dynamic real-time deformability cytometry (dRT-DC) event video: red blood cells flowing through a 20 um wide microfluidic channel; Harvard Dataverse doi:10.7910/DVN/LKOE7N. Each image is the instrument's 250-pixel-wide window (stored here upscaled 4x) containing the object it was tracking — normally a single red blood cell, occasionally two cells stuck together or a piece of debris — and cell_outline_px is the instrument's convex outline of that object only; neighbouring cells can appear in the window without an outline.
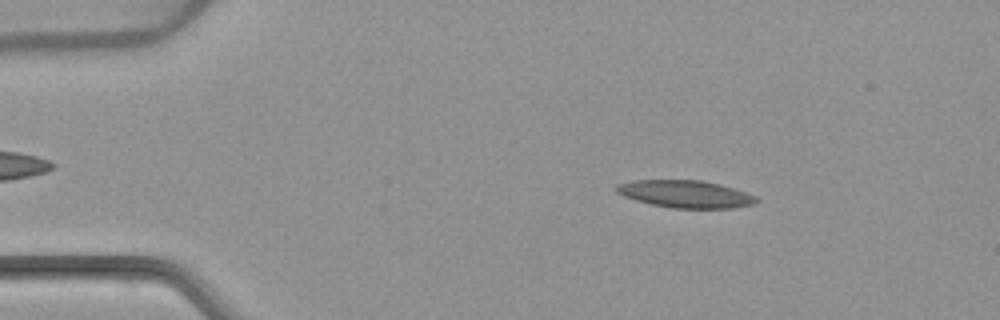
{"species": "common noctule bat (a hibernating species)", "species_latin": "Nyctalus noctula", "temperature_condition": "warm", "stored_images_in_passage": 5, "camera_frame_rate_fps": 3000, "um_per_image_px": 0.085, "animal": {"sex": "female", "body_mass_g": 22.7, "forearm_length_mm": 54.2}, "frame": {"image": 1, "passage_image": 2, "time_ms": 1.333, "image_size_px": [1000, 320], "cell_outline_px": [[760, 200], [756, 204], [732, 208], [672, 208], [652, 204], [636, 200], [624, 196], [616, 192], [612, 188], [616, 184], [632, 180], [700, 180], [720, 184], [756, 196]], "centroid_in_image_um": [58.24, 16.49], "position_along_channel_um": 26.8, "area_um2": 22.43}}
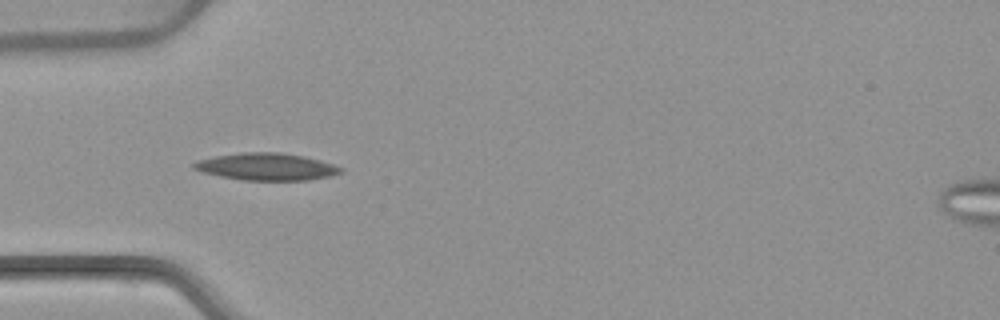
{"frame": {"image": 2, "passage_image": 4, "time_ms": 4.0, "image_size_px": [1000, 320], "cell_outline_px": [[344, 172], [332, 176], [308, 180], [244, 180], [220, 176], [204, 172], [192, 168], [192, 164], [196, 160], [216, 156], [240, 152], [280, 152], [304, 156], [320, 160], [344, 168]], "centroid_in_image_um": [22.68, 14.16], "position_along_channel_um": 62.3, "area_um2": 23.35}}
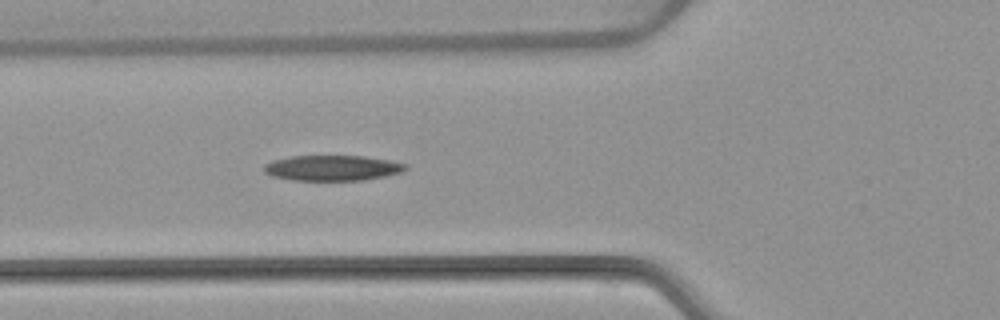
{"frame": {"image": 3, "passage_image": 5, "time_ms": 5.0, "image_size_px": [1000, 320], "cell_outline_px": [[408, 168], [400, 172], [384, 176], [364, 180], [292, 180], [272, 176], [264, 172], [264, 164], [272, 160], [292, 156], [364, 156], [388, 160], [408, 164]], "centroid_in_image_um": [28.23, 14.27], "position_along_channel_um": 97.6, "area_um2": 20.92}}